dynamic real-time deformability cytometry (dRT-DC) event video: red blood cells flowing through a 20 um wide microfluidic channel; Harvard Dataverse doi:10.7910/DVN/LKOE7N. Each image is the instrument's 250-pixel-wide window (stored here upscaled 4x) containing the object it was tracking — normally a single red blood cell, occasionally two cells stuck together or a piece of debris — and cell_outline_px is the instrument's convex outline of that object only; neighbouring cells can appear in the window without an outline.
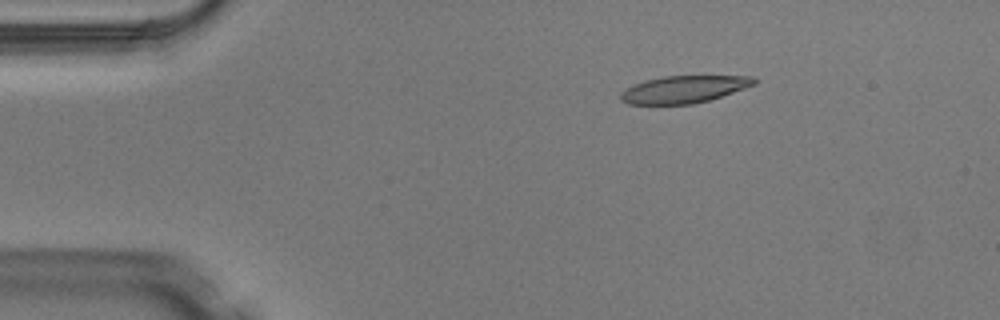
{"species": "Egyptian fruit bat (a non-hibernating species)", "species_latin": "Rousettus aegyptiacus", "temperature_condition": "warm", "stored_images_in_passage": 3, "camera_frame_rate_fps": 3000, "um_per_image_px": 0.085, "animal": {"sex": "male"}, "frame": {"image": 1, "passage_image": 2, "time_ms": 0.333, "image_size_px": [1000, 320], "cell_outline_px": [[760, 80], [756, 84], [708, 100], [692, 104], [628, 104], [620, 100], [620, 92], [644, 80], [664, 76], [752, 76]], "centroid_in_image_um": [58.14, 7.58], "position_along_channel_um": 26.9, "area_um2": 21.04}}